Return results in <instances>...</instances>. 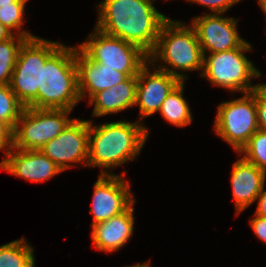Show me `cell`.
<instances>
[{
  "mask_svg": "<svg viewBox=\"0 0 266 267\" xmlns=\"http://www.w3.org/2000/svg\"><path fill=\"white\" fill-rule=\"evenodd\" d=\"M225 101L217 106L214 132L237 153L259 129L256 111V91Z\"/></svg>",
  "mask_w": 266,
  "mask_h": 267,
  "instance_id": "cell-9",
  "label": "cell"
},
{
  "mask_svg": "<svg viewBox=\"0 0 266 267\" xmlns=\"http://www.w3.org/2000/svg\"><path fill=\"white\" fill-rule=\"evenodd\" d=\"M24 108L10 86L0 84V121L14 130Z\"/></svg>",
  "mask_w": 266,
  "mask_h": 267,
  "instance_id": "cell-23",
  "label": "cell"
},
{
  "mask_svg": "<svg viewBox=\"0 0 266 267\" xmlns=\"http://www.w3.org/2000/svg\"><path fill=\"white\" fill-rule=\"evenodd\" d=\"M27 2L28 0H16L12 5L1 6L0 22L14 34L31 39L37 36L27 30H22L23 22H25L23 18L25 16L24 13Z\"/></svg>",
  "mask_w": 266,
  "mask_h": 267,
  "instance_id": "cell-22",
  "label": "cell"
},
{
  "mask_svg": "<svg viewBox=\"0 0 266 267\" xmlns=\"http://www.w3.org/2000/svg\"><path fill=\"white\" fill-rule=\"evenodd\" d=\"M230 178L237 217L257 201V197L265 188L266 173L241 157L234 162Z\"/></svg>",
  "mask_w": 266,
  "mask_h": 267,
  "instance_id": "cell-16",
  "label": "cell"
},
{
  "mask_svg": "<svg viewBox=\"0 0 266 267\" xmlns=\"http://www.w3.org/2000/svg\"><path fill=\"white\" fill-rule=\"evenodd\" d=\"M257 1L265 15L266 14V0H257Z\"/></svg>",
  "mask_w": 266,
  "mask_h": 267,
  "instance_id": "cell-33",
  "label": "cell"
},
{
  "mask_svg": "<svg viewBox=\"0 0 266 267\" xmlns=\"http://www.w3.org/2000/svg\"><path fill=\"white\" fill-rule=\"evenodd\" d=\"M203 55L240 48L246 40L237 30V19L224 17L222 14L196 16L191 21Z\"/></svg>",
  "mask_w": 266,
  "mask_h": 267,
  "instance_id": "cell-12",
  "label": "cell"
},
{
  "mask_svg": "<svg viewBox=\"0 0 266 267\" xmlns=\"http://www.w3.org/2000/svg\"><path fill=\"white\" fill-rule=\"evenodd\" d=\"M184 81H181L162 102L159 113L169 124L185 127L192 123L193 116L188 102L183 97Z\"/></svg>",
  "mask_w": 266,
  "mask_h": 267,
  "instance_id": "cell-19",
  "label": "cell"
},
{
  "mask_svg": "<svg viewBox=\"0 0 266 267\" xmlns=\"http://www.w3.org/2000/svg\"><path fill=\"white\" fill-rule=\"evenodd\" d=\"M75 60L78 68V90L81 100L91 98L95 93L117 85L129 76L89 59L75 46Z\"/></svg>",
  "mask_w": 266,
  "mask_h": 267,
  "instance_id": "cell-15",
  "label": "cell"
},
{
  "mask_svg": "<svg viewBox=\"0 0 266 267\" xmlns=\"http://www.w3.org/2000/svg\"><path fill=\"white\" fill-rule=\"evenodd\" d=\"M257 90L266 98V83H259Z\"/></svg>",
  "mask_w": 266,
  "mask_h": 267,
  "instance_id": "cell-31",
  "label": "cell"
},
{
  "mask_svg": "<svg viewBox=\"0 0 266 267\" xmlns=\"http://www.w3.org/2000/svg\"><path fill=\"white\" fill-rule=\"evenodd\" d=\"M0 267H35L34 249L25 237L0 246Z\"/></svg>",
  "mask_w": 266,
  "mask_h": 267,
  "instance_id": "cell-20",
  "label": "cell"
},
{
  "mask_svg": "<svg viewBox=\"0 0 266 267\" xmlns=\"http://www.w3.org/2000/svg\"><path fill=\"white\" fill-rule=\"evenodd\" d=\"M155 0H103L95 27L131 43L147 55L154 49L163 23L169 18L153 5Z\"/></svg>",
  "mask_w": 266,
  "mask_h": 267,
  "instance_id": "cell-1",
  "label": "cell"
},
{
  "mask_svg": "<svg viewBox=\"0 0 266 267\" xmlns=\"http://www.w3.org/2000/svg\"><path fill=\"white\" fill-rule=\"evenodd\" d=\"M16 0H0V7L5 5H12Z\"/></svg>",
  "mask_w": 266,
  "mask_h": 267,
  "instance_id": "cell-34",
  "label": "cell"
},
{
  "mask_svg": "<svg viewBox=\"0 0 266 267\" xmlns=\"http://www.w3.org/2000/svg\"><path fill=\"white\" fill-rule=\"evenodd\" d=\"M26 40L27 38L14 34L0 42V84H10L19 50Z\"/></svg>",
  "mask_w": 266,
  "mask_h": 267,
  "instance_id": "cell-21",
  "label": "cell"
},
{
  "mask_svg": "<svg viewBox=\"0 0 266 267\" xmlns=\"http://www.w3.org/2000/svg\"><path fill=\"white\" fill-rule=\"evenodd\" d=\"M134 203L123 213L92 225L93 246L106 253L120 250L132 238L134 232Z\"/></svg>",
  "mask_w": 266,
  "mask_h": 267,
  "instance_id": "cell-17",
  "label": "cell"
},
{
  "mask_svg": "<svg viewBox=\"0 0 266 267\" xmlns=\"http://www.w3.org/2000/svg\"><path fill=\"white\" fill-rule=\"evenodd\" d=\"M238 154L266 173V131L258 129Z\"/></svg>",
  "mask_w": 266,
  "mask_h": 267,
  "instance_id": "cell-24",
  "label": "cell"
},
{
  "mask_svg": "<svg viewBox=\"0 0 266 267\" xmlns=\"http://www.w3.org/2000/svg\"><path fill=\"white\" fill-rule=\"evenodd\" d=\"M190 3H196L201 6L207 7L210 10V14H223L229 10L233 5L243 0H186Z\"/></svg>",
  "mask_w": 266,
  "mask_h": 267,
  "instance_id": "cell-25",
  "label": "cell"
},
{
  "mask_svg": "<svg viewBox=\"0 0 266 267\" xmlns=\"http://www.w3.org/2000/svg\"><path fill=\"white\" fill-rule=\"evenodd\" d=\"M148 262L146 261V262H143V263H138V264L127 266V267H152L151 263H150V260Z\"/></svg>",
  "mask_w": 266,
  "mask_h": 267,
  "instance_id": "cell-32",
  "label": "cell"
},
{
  "mask_svg": "<svg viewBox=\"0 0 266 267\" xmlns=\"http://www.w3.org/2000/svg\"><path fill=\"white\" fill-rule=\"evenodd\" d=\"M185 24L168 18L161 27L154 49L148 55L151 67L166 71L184 82L188 76L181 71L202 72L203 69V53L196 31L191 24ZM160 61L166 65L156 64Z\"/></svg>",
  "mask_w": 266,
  "mask_h": 267,
  "instance_id": "cell-3",
  "label": "cell"
},
{
  "mask_svg": "<svg viewBox=\"0 0 266 267\" xmlns=\"http://www.w3.org/2000/svg\"><path fill=\"white\" fill-rule=\"evenodd\" d=\"M71 112L67 109L25 107L13 130L12 147L40 150L74 120L69 117Z\"/></svg>",
  "mask_w": 266,
  "mask_h": 267,
  "instance_id": "cell-7",
  "label": "cell"
},
{
  "mask_svg": "<svg viewBox=\"0 0 266 267\" xmlns=\"http://www.w3.org/2000/svg\"><path fill=\"white\" fill-rule=\"evenodd\" d=\"M249 224L252 227L256 237L266 243V218L254 214Z\"/></svg>",
  "mask_w": 266,
  "mask_h": 267,
  "instance_id": "cell-28",
  "label": "cell"
},
{
  "mask_svg": "<svg viewBox=\"0 0 266 267\" xmlns=\"http://www.w3.org/2000/svg\"><path fill=\"white\" fill-rule=\"evenodd\" d=\"M252 50L251 43L246 41L240 48L203 55V69L199 75L231 93L256 91L258 84H252L251 80L262 75L245 55Z\"/></svg>",
  "mask_w": 266,
  "mask_h": 267,
  "instance_id": "cell-5",
  "label": "cell"
},
{
  "mask_svg": "<svg viewBox=\"0 0 266 267\" xmlns=\"http://www.w3.org/2000/svg\"><path fill=\"white\" fill-rule=\"evenodd\" d=\"M123 174L99 175L94 184L92 208L89 210L93 215L92 225L106 221L113 216L125 212L135 199L130 191V182Z\"/></svg>",
  "mask_w": 266,
  "mask_h": 267,
  "instance_id": "cell-11",
  "label": "cell"
},
{
  "mask_svg": "<svg viewBox=\"0 0 266 267\" xmlns=\"http://www.w3.org/2000/svg\"><path fill=\"white\" fill-rule=\"evenodd\" d=\"M149 67L148 61L137 75L135 105L139 107L140 122L157 113L167 95L181 82L166 71L156 67L151 71Z\"/></svg>",
  "mask_w": 266,
  "mask_h": 267,
  "instance_id": "cell-13",
  "label": "cell"
},
{
  "mask_svg": "<svg viewBox=\"0 0 266 267\" xmlns=\"http://www.w3.org/2000/svg\"><path fill=\"white\" fill-rule=\"evenodd\" d=\"M13 146V130L0 121V150L8 151Z\"/></svg>",
  "mask_w": 266,
  "mask_h": 267,
  "instance_id": "cell-27",
  "label": "cell"
},
{
  "mask_svg": "<svg viewBox=\"0 0 266 267\" xmlns=\"http://www.w3.org/2000/svg\"><path fill=\"white\" fill-rule=\"evenodd\" d=\"M78 48L92 61L128 76H137L148 62V55L139 47L121 38L109 36L96 27Z\"/></svg>",
  "mask_w": 266,
  "mask_h": 267,
  "instance_id": "cell-8",
  "label": "cell"
},
{
  "mask_svg": "<svg viewBox=\"0 0 266 267\" xmlns=\"http://www.w3.org/2000/svg\"><path fill=\"white\" fill-rule=\"evenodd\" d=\"M257 122L260 130L266 131V98L256 90Z\"/></svg>",
  "mask_w": 266,
  "mask_h": 267,
  "instance_id": "cell-26",
  "label": "cell"
},
{
  "mask_svg": "<svg viewBox=\"0 0 266 267\" xmlns=\"http://www.w3.org/2000/svg\"><path fill=\"white\" fill-rule=\"evenodd\" d=\"M149 133V129L138 120L102 125H94L89 120L87 167H102L100 175H113V169L137 159Z\"/></svg>",
  "mask_w": 266,
  "mask_h": 267,
  "instance_id": "cell-2",
  "label": "cell"
},
{
  "mask_svg": "<svg viewBox=\"0 0 266 267\" xmlns=\"http://www.w3.org/2000/svg\"><path fill=\"white\" fill-rule=\"evenodd\" d=\"M89 120H74L40 150L63 171L82 163L87 167Z\"/></svg>",
  "mask_w": 266,
  "mask_h": 267,
  "instance_id": "cell-10",
  "label": "cell"
},
{
  "mask_svg": "<svg viewBox=\"0 0 266 267\" xmlns=\"http://www.w3.org/2000/svg\"><path fill=\"white\" fill-rule=\"evenodd\" d=\"M137 76H129L123 82L111 88L95 93L89 100L94 105L92 116L101 117L135 106Z\"/></svg>",
  "mask_w": 266,
  "mask_h": 267,
  "instance_id": "cell-18",
  "label": "cell"
},
{
  "mask_svg": "<svg viewBox=\"0 0 266 267\" xmlns=\"http://www.w3.org/2000/svg\"><path fill=\"white\" fill-rule=\"evenodd\" d=\"M81 101L75 46L61 45L41 64V88L37 91V108L67 109Z\"/></svg>",
  "mask_w": 266,
  "mask_h": 267,
  "instance_id": "cell-4",
  "label": "cell"
},
{
  "mask_svg": "<svg viewBox=\"0 0 266 267\" xmlns=\"http://www.w3.org/2000/svg\"><path fill=\"white\" fill-rule=\"evenodd\" d=\"M257 207L255 215L266 218V190L265 188L261 191L260 195L257 197Z\"/></svg>",
  "mask_w": 266,
  "mask_h": 267,
  "instance_id": "cell-29",
  "label": "cell"
},
{
  "mask_svg": "<svg viewBox=\"0 0 266 267\" xmlns=\"http://www.w3.org/2000/svg\"><path fill=\"white\" fill-rule=\"evenodd\" d=\"M0 169L34 183L48 181L63 171L41 150H19L13 147L4 153Z\"/></svg>",
  "mask_w": 266,
  "mask_h": 267,
  "instance_id": "cell-14",
  "label": "cell"
},
{
  "mask_svg": "<svg viewBox=\"0 0 266 267\" xmlns=\"http://www.w3.org/2000/svg\"><path fill=\"white\" fill-rule=\"evenodd\" d=\"M61 45V42L35 37L27 39L21 46L9 86L25 107L37 108L41 64H45Z\"/></svg>",
  "mask_w": 266,
  "mask_h": 267,
  "instance_id": "cell-6",
  "label": "cell"
},
{
  "mask_svg": "<svg viewBox=\"0 0 266 267\" xmlns=\"http://www.w3.org/2000/svg\"><path fill=\"white\" fill-rule=\"evenodd\" d=\"M14 35L6 26L0 22V42L6 41Z\"/></svg>",
  "mask_w": 266,
  "mask_h": 267,
  "instance_id": "cell-30",
  "label": "cell"
}]
</instances>
